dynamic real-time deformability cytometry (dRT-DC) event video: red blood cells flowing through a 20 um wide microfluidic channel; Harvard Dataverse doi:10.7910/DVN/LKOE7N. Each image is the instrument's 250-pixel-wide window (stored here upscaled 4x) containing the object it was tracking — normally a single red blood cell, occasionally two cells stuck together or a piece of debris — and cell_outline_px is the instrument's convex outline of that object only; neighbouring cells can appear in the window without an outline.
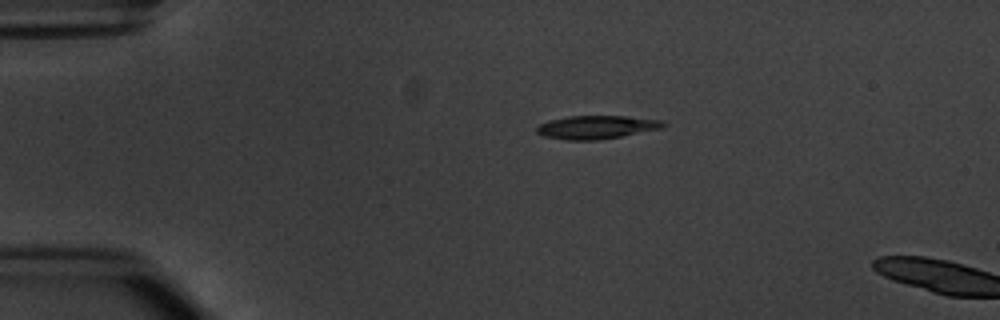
{"species": "common noctule bat (a hibernating species)", "species_latin": "Nyctalus noctula", "temperature_condition": "warm", "stored_images_in_passage": 2, "camera_frame_rate_fps": 3000, "um_per_image_px": 0.085, "animal": {"sex": "male", "body_mass_g": 20.1, "forearm_length_mm": 53.5}, "frame": {"image": 1, "passage_image": 1, "time_ms": 0.0, "image_size_px": [1000, 320], "cell_outline_px": [[668, 124], [664, 128], [620, 136], [596, 140], [568, 140], [544, 136], [536, 132], [536, 124], [548, 120], [568, 116], [628, 116], [664, 120]], "centroid_in_image_um": [50.71, 10.8], "position_along_channel_um": 34.3, "area_um2": 17.4}}